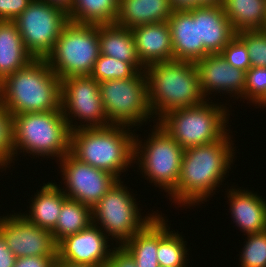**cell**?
I'll use <instances>...</instances> for the list:
<instances>
[{
    "label": "cell",
    "instance_id": "1",
    "mask_svg": "<svg viewBox=\"0 0 266 267\" xmlns=\"http://www.w3.org/2000/svg\"><path fill=\"white\" fill-rule=\"evenodd\" d=\"M230 132L218 141L184 149L176 188L168 195L170 203L190 208L214 196L237 157Z\"/></svg>",
    "mask_w": 266,
    "mask_h": 267
},
{
    "label": "cell",
    "instance_id": "2",
    "mask_svg": "<svg viewBox=\"0 0 266 267\" xmlns=\"http://www.w3.org/2000/svg\"><path fill=\"white\" fill-rule=\"evenodd\" d=\"M0 104L13 116L62 111L61 80L45 59H33L0 82Z\"/></svg>",
    "mask_w": 266,
    "mask_h": 267
},
{
    "label": "cell",
    "instance_id": "3",
    "mask_svg": "<svg viewBox=\"0 0 266 267\" xmlns=\"http://www.w3.org/2000/svg\"><path fill=\"white\" fill-rule=\"evenodd\" d=\"M144 73L154 123L170 111L197 106L205 101L194 62H156L147 66Z\"/></svg>",
    "mask_w": 266,
    "mask_h": 267
},
{
    "label": "cell",
    "instance_id": "4",
    "mask_svg": "<svg viewBox=\"0 0 266 267\" xmlns=\"http://www.w3.org/2000/svg\"><path fill=\"white\" fill-rule=\"evenodd\" d=\"M134 131L135 128L112 124L71 131L70 153L121 180V174L134 163Z\"/></svg>",
    "mask_w": 266,
    "mask_h": 267
},
{
    "label": "cell",
    "instance_id": "5",
    "mask_svg": "<svg viewBox=\"0 0 266 267\" xmlns=\"http://www.w3.org/2000/svg\"><path fill=\"white\" fill-rule=\"evenodd\" d=\"M13 132L14 161L23 153L33 159L57 158L58 162L70 153L71 130L62 111L15 115Z\"/></svg>",
    "mask_w": 266,
    "mask_h": 267
},
{
    "label": "cell",
    "instance_id": "6",
    "mask_svg": "<svg viewBox=\"0 0 266 267\" xmlns=\"http://www.w3.org/2000/svg\"><path fill=\"white\" fill-rule=\"evenodd\" d=\"M211 101V102H210ZM205 100L193 107L164 114L156 124L183 149L220 140L229 130V107Z\"/></svg>",
    "mask_w": 266,
    "mask_h": 267
},
{
    "label": "cell",
    "instance_id": "7",
    "mask_svg": "<svg viewBox=\"0 0 266 267\" xmlns=\"http://www.w3.org/2000/svg\"><path fill=\"white\" fill-rule=\"evenodd\" d=\"M151 131L146 140L135 133L134 164L139 165L143 179L168 196L176 188L184 149L157 124Z\"/></svg>",
    "mask_w": 266,
    "mask_h": 267
},
{
    "label": "cell",
    "instance_id": "8",
    "mask_svg": "<svg viewBox=\"0 0 266 267\" xmlns=\"http://www.w3.org/2000/svg\"><path fill=\"white\" fill-rule=\"evenodd\" d=\"M124 182L117 180L100 201L92 207L93 223L97 225L116 246H121L135 233L143 230L156 216L153 212L144 217L136 202V195ZM139 207V208H138ZM110 236V237H109ZM113 239V240H112Z\"/></svg>",
    "mask_w": 266,
    "mask_h": 267
},
{
    "label": "cell",
    "instance_id": "9",
    "mask_svg": "<svg viewBox=\"0 0 266 267\" xmlns=\"http://www.w3.org/2000/svg\"><path fill=\"white\" fill-rule=\"evenodd\" d=\"M99 55L98 25L69 21L45 60L62 80L90 76Z\"/></svg>",
    "mask_w": 266,
    "mask_h": 267
},
{
    "label": "cell",
    "instance_id": "10",
    "mask_svg": "<svg viewBox=\"0 0 266 267\" xmlns=\"http://www.w3.org/2000/svg\"><path fill=\"white\" fill-rule=\"evenodd\" d=\"M100 96L108 122L112 125L136 127L153 119L150 112L147 78L144 71L132 78L113 79L99 83ZM151 119V120H150ZM139 126V127H138Z\"/></svg>",
    "mask_w": 266,
    "mask_h": 267
},
{
    "label": "cell",
    "instance_id": "11",
    "mask_svg": "<svg viewBox=\"0 0 266 267\" xmlns=\"http://www.w3.org/2000/svg\"><path fill=\"white\" fill-rule=\"evenodd\" d=\"M25 49L34 59H45L69 22L68 13L42 0H33L14 20Z\"/></svg>",
    "mask_w": 266,
    "mask_h": 267
},
{
    "label": "cell",
    "instance_id": "12",
    "mask_svg": "<svg viewBox=\"0 0 266 267\" xmlns=\"http://www.w3.org/2000/svg\"><path fill=\"white\" fill-rule=\"evenodd\" d=\"M61 110L71 131L111 125L104 110L99 83L91 76H71L61 80Z\"/></svg>",
    "mask_w": 266,
    "mask_h": 267
},
{
    "label": "cell",
    "instance_id": "13",
    "mask_svg": "<svg viewBox=\"0 0 266 267\" xmlns=\"http://www.w3.org/2000/svg\"><path fill=\"white\" fill-rule=\"evenodd\" d=\"M58 162L63 181L60 183L64 184L60 186L61 190L68 198L90 207L95 206L118 180L107 171L81 162L71 153Z\"/></svg>",
    "mask_w": 266,
    "mask_h": 267
},
{
    "label": "cell",
    "instance_id": "14",
    "mask_svg": "<svg viewBox=\"0 0 266 267\" xmlns=\"http://www.w3.org/2000/svg\"><path fill=\"white\" fill-rule=\"evenodd\" d=\"M13 213L0 216V233L14 256L57 257L52 232L32 224L20 212Z\"/></svg>",
    "mask_w": 266,
    "mask_h": 267
},
{
    "label": "cell",
    "instance_id": "15",
    "mask_svg": "<svg viewBox=\"0 0 266 267\" xmlns=\"http://www.w3.org/2000/svg\"><path fill=\"white\" fill-rule=\"evenodd\" d=\"M109 239L92 223L88 228L67 236L57 244V259L67 263L105 267L115 247L112 248Z\"/></svg>",
    "mask_w": 266,
    "mask_h": 267
},
{
    "label": "cell",
    "instance_id": "16",
    "mask_svg": "<svg viewBox=\"0 0 266 267\" xmlns=\"http://www.w3.org/2000/svg\"><path fill=\"white\" fill-rule=\"evenodd\" d=\"M195 64L199 75V87L205 100L212 98H209V95L220 92L229 95L230 98L235 97V100L243 99L245 71L232 67L220 53L207 54Z\"/></svg>",
    "mask_w": 266,
    "mask_h": 267
},
{
    "label": "cell",
    "instance_id": "17",
    "mask_svg": "<svg viewBox=\"0 0 266 267\" xmlns=\"http://www.w3.org/2000/svg\"><path fill=\"white\" fill-rule=\"evenodd\" d=\"M233 187V188H232ZM227 188L229 210L235 226L244 235L260 233L266 230V200L258 192L250 189Z\"/></svg>",
    "mask_w": 266,
    "mask_h": 267
},
{
    "label": "cell",
    "instance_id": "18",
    "mask_svg": "<svg viewBox=\"0 0 266 267\" xmlns=\"http://www.w3.org/2000/svg\"><path fill=\"white\" fill-rule=\"evenodd\" d=\"M198 19L199 42L210 53H220L236 36L222 5H201L189 9Z\"/></svg>",
    "mask_w": 266,
    "mask_h": 267
},
{
    "label": "cell",
    "instance_id": "19",
    "mask_svg": "<svg viewBox=\"0 0 266 267\" xmlns=\"http://www.w3.org/2000/svg\"><path fill=\"white\" fill-rule=\"evenodd\" d=\"M175 61L198 60L210 54L199 42L198 19L189 10L173 11L168 19Z\"/></svg>",
    "mask_w": 266,
    "mask_h": 267
},
{
    "label": "cell",
    "instance_id": "20",
    "mask_svg": "<svg viewBox=\"0 0 266 267\" xmlns=\"http://www.w3.org/2000/svg\"><path fill=\"white\" fill-rule=\"evenodd\" d=\"M131 31L135 40L136 52L145 67L156 62L174 60L168 22L140 25L132 28Z\"/></svg>",
    "mask_w": 266,
    "mask_h": 267
},
{
    "label": "cell",
    "instance_id": "21",
    "mask_svg": "<svg viewBox=\"0 0 266 267\" xmlns=\"http://www.w3.org/2000/svg\"><path fill=\"white\" fill-rule=\"evenodd\" d=\"M39 191L30 198L29 213H21L29 222L38 227L52 230L58 221L63 202L68 198L56 182L43 183Z\"/></svg>",
    "mask_w": 266,
    "mask_h": 267
},
{
    "label": "cell",
    "instance_id": "22",
    "mask_svg": "<svg viewBox=\"0 0 266 267\" xmlns=\"http://www.w3.org/2000/svg\"><path fill=\"white\" fill-rule=\"evenodd\" d=\"M100 54L129 63L137 72L146 68L136 52L131 29L111 24L98 25Z\"/></svg>",
    "mask_w": 266,
    "mask_h": 267
},
{
    "label": "cell",
    "instance_id": "23",
    "mask_svg": "<svg viewBox=\"0 0 266 267\" xmlns=\"http://www.w3.org/2000/svg\"><path fill=\"white\" fill-rule=\"evenodd\" d=\"M172 12L169 0H119L114 23L132 29L140 25L167 22Z\"/></svg>",
    "mask_w": 266,
    "mask_h": 267
},
{
    "label": "cell",
    "instance_id": "24",
    "mask_svg": "<svg viewBox=\"0 0 266 267\" xmlns=\"http://www.w3.org/2000/svg\"><path fill=\"white\" fill-rule=\"evenodd\" d=\"M34 57L25 49L14 21H0V82L26 67Z\"/></svg>",
    "mask_w": 266,
    "mask_h": 267
},
{
    "label": "cell",
    "instance_id": "25",
    "mask_svg": "<svg viewBox=\"0 0 266 267\" xmlns=\"http://www.w3.org/2000/svg\"><path fill=\"white\" fill-rule=\"evenodd\" d=\"M165 217L162 213L158 214V263L160 267H188V242L183 239L185 236L178 234L179 231H170V226L166 223L168 219Z\"/></svg>",
    "mask_w": 266,
    "mask_h": 267
},
{
    "label": "cell",
    "instance_id": "26",
    "mask_svg": "<svg viewBox=\"0 0 266 267\" xmlns=\"http://www.w3.org/2000/svg\"><path fill=\"white\" fill-rule=\"evenodd\" d=\"M223 9L236 33L262 30L266 22V0H223Z\"/></svg>",
    "mask_w": 266,
    "mask_h": 267
},
{
    "label": "cell",
    "instance_id": "27",
    "mask_svg": "<svg viewBox=\"0 0 266 267\" xmlns=\"http://www.w3.org/2000/svg\"><path fill=\"white\" fill-rule=\"evenodd\" d=\"M121 246L132 256L137 267H160L157 259L158 215Z\"/></svg>",
    "mask_w": 266,
    "mask_h": 267
},
{
    "label": "cell",
    "instance_id": "28",
    "mask_svg": "<svg viewBox=\"0 0 266 267\" xmlns=\"http://www.w3.org/2000/svg\"><path fill=\"white\" fill-rule=\"evenodd\" d=\"M93 223L92 207L67 198L62 205L56 226L51 230L58 244L67 236L76 234Z\"/></svg>",
    "mask_w": 266,
    "mask_h": 267
},
{
    "label": "cell",
    "instance_id": "29",
    "mask_svg": "<svg viewBox=\"0 0 266 267\" xmlns=\"http://www.w3.org/2000/svg\"><path fill=\"white\" fill-rule=\"evenodd\" d=\"M119 0H74L69 21L85 24H111L118 15Z\"/></svg>",
    "mask_w": 266,
    "mask_h": 267
},
{
    "label": "cell",
    "instance_id": "30",
    "mask_svg": "<svg viewBox=\"0 0 266 267\" xmlns=\"http://www.w3.org/2000/svg\"><path fill=\"white\" fill-rule=\"evenodd\" d=\"M136 73L129 63L100 54L90 76L100 83L106 80L132 78Z\"/></svg>",
    "mask_w": 266,
    "mask_h": 267
},
{
    "label": "cell",
    "instance_id": "31",
    "mask_svg": "<svg viewBox=\"0 0 266 267\" xmlns=\"http://www.w3.org/2000/svg\"><path fill=\"white\" fill-rule=\"evenodd\" d=\"M13 131L14 116L0 104V171H6V168L15 163Z\"/></svg>",
    "mask_w": 266,
    "mask_h": 267
},
{
    "label": "cell",
    "instance_id": "32",
    "mask_svg": "<svg viewBox=\"0 0 266 267\" xmlns=\"http://www.w3.org/2000/svg\"><path fill=\"white\" fill-rule=\"evenodd\" d=\"M246 237L239 257L240 267H266V230Z\"/></svg>",
    "mask_w": 266,
    "mask_h": 267
},
{
    "label": "cell",
    "instance_id": "33",
    "mask_svg": "<svg viewBox=\"0 0 266 267\" xmlns=\"http://www.w3.org/2000/svg\"><path fill=\"white\" fill-rule=\"evenodd\" d=\"M236 35L245 43L251 67L266 68V32L263 30L240 31Z\"/></svg>",
    "mask_w": 266,
    "mask_h": 267
},
{
    "label": "cell",
    "instance_id": "34",
    "mask_svg": "<svg viewBox=\"0 0 266 267\" xmlns=\"http://www.w3.org/2000/svg\"><path fill=\"white\" fill-rule=\"evenodd\" d=\"M243 102L257 105L266 96V68L251 67L246 72Z\"/></svg>",
    "mask_w": 266,
    "mask_h": 267
},
{
    "label": "cell",
    "instance_id": "35",
    "mask_svg": "<svg viewBox=\"0 0 266 267\" xmlns=\"http://www.w3.org/2000/svg\"><path fill=\"white\" fill-rule=\"evenodd\" d=\"M220 54L234 68L245 72L251 68L247 46L237 35L222 49Z\"/></svg>",
    "mask_w": 266,
    "mask_h": 267
},
{
    "label": "cell",
    "instance_id": "36",
    "mask_svg": "<svg viewBox=\"0 0 266 267\" xmlns=\"http://www.w3.org/2000/svg\"><path fill=\"white\" fill-rule=\"evenodd\" d=\"M33 0H0V21H14Z\"/></svg>",
    "mask_w": 266,
    "mask_h": 267
},
{
    "label": "cell",
    "instance_id": "37",
    "mask_svg": "<svg viewBox=\"0 0 266 267\" xmlns=\"http://www.w3.org/2000/svg\"><path fill=\"white\" fill-rule=\"evenodd\" d=\"M105 267H137L132 256L122 247L115 246Z\"/></svg>",
    "mask_w": 266,
    "mask_h": 267
},
{
    "label": "cell",
    "instance_id": "38",
    "mask_svg": "<svg viewBox=\"0 0 266 267\" xmlns=\"http://www.w3.org/2000/svg\"><path fill=\"white\" fill-rule=\"evenodd\" d=\"M57 257L27 256L17 258L14 267H53Z\"/></svg>",
    "mask_w": 266,
    "mask_h": 267
},
{
    "label": "cell",
    "instance_id": "39",
    "mask_svg": "<svg viewBox=\"0 0 266 267\" xmlns=\"http://www.w3.org/2000/svg\"><path fill=\"white\" fill-rule=\"evenodd\" d=\"M16 259L0 233V267H14Z\"/></svg>",
    "mask_w": 266,
    "mask_h": 267
},
{
    "label": "cell",
    "instance_id": "40",
    "mask_svg": "<svg viewBox=\"0 0 266 267\" xmlns=\"http://www.w3.org/2000/svg\"><path fill=\"white\" fill-rule=\"evenodd\" d=\"M173 11L195 8V0H169Z\"/></svg>",
    "mask_w": 266,
    "mask_h": 267
},
{
    "label": "cell",
    "instance_id": "41",
    "mask_svg": "<svg viewBox=\"0 0 266 267\" xmlns=\"http://www.w3.org/2000/svg\"><path fill=\"white\" fill-rule=\"evenodd\" d=\"M45 1L52 6H57L59 8H62L67 13L71 10L74 0H42Z\"/></svg>",
    "mask_w": 266,
    "mask_h": 267
},
{
    "label": "cell",
    "instance_id": "42",
    "mask_svg": "<svg viewBox=\"0 0 266 267\" xmlns=\"http://www.w3.org/2000/svg\"><path fill=\"white\" fill-rule=\"evenodd\" d=\"M223 0H195V7L201 5H222Z\"/></svg>",
    "mask_w": 266,
    "mask_h": 267
},
{
    "label": "cell",
    "instance_id": "43",
    "mask_svg": "<svg viewBox=\"0 0 266 267\" xmlns=\"http://www.w3.org/2000/svg\"><path fill=\"white\" fill-rule=\"evenodd\" d=\"M56 264L59 267H97V266H92V265H82V264L67 263L65 261H59L58 259L56 260Z\"/></svg>",
    "mask_w": 266,
    "mask_h": 267
},
{
    "label": "cell",
    "instance_id": "44",
    "mask_svg": "<svg viewBox=\"0 0 266 267\" xmlns=\"http://www.w3.org/2000/svg\"><path fill=\"white\" fill-rule=\"evenodd\" d=\"M259 106L260 108L262 107V109L265 107L266 108V96L256 105L255 108H259L257 107Z\"/></svg>",
    "mask_w": 266,
    "mask_h": 267
},
{
    "label": "cell",
    "instance_id": "45",
    "mask_svg": "<svg viewBox=\"0 0 266 267\" xmlns=\"http://www.w3.org/2000/svg\"><path fill=\"white\" fill-rule=\"evenodd\" d=\"M262 30L266 32V22H265V25H264V27L262 28Z\"/></svg>",
    "mask_w": 266,
    "mask_h": 267
}]
</instances>
